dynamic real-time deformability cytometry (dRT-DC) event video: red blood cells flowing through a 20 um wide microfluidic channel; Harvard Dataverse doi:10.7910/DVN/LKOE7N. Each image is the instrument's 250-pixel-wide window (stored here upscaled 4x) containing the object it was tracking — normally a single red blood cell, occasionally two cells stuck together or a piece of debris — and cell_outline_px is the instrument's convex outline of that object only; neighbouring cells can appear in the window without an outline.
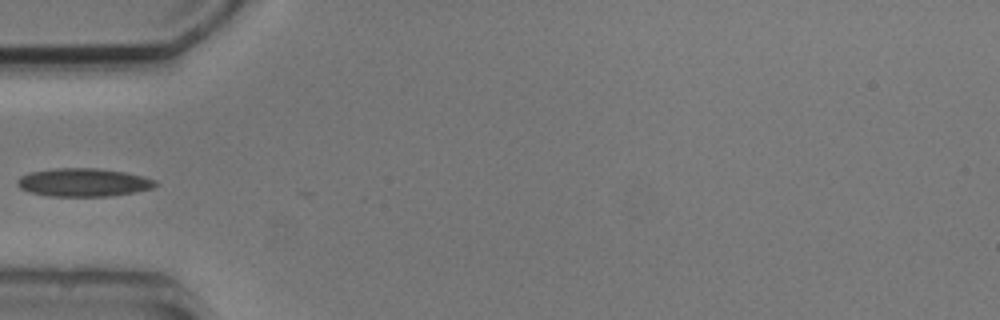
{"species": "common noctule bat (a hibernating species)", "species_latin": "Nyctalus noctula", "temperature_condition": "cold", "stored_images_in_passage": 4, "camera_frame_rate_fps": 3000, "um_per_image_px": 0.085, "animal": {"sex": "male", "body_mass_g": 20.5, "forearm_length_mm": 52.5}, "frame": {"image": 1, "passage_image": 3, "time_ms": 2.667, "image_size_px": [1000, 320], "cell_outline_px": [[156, 184], [152, 188], [132, 192], [108, 196], [48, 196], [28, 192], [20, 188], [16, 184], [16, 180], [20, 176], [28, 172], [56, 168], [96, 168], [124, 172], [156, 180]], "centroid_in_image_um": [7.0, 15.5], "position_along_channel_um": 78.0, "area_um2": 22.6}}